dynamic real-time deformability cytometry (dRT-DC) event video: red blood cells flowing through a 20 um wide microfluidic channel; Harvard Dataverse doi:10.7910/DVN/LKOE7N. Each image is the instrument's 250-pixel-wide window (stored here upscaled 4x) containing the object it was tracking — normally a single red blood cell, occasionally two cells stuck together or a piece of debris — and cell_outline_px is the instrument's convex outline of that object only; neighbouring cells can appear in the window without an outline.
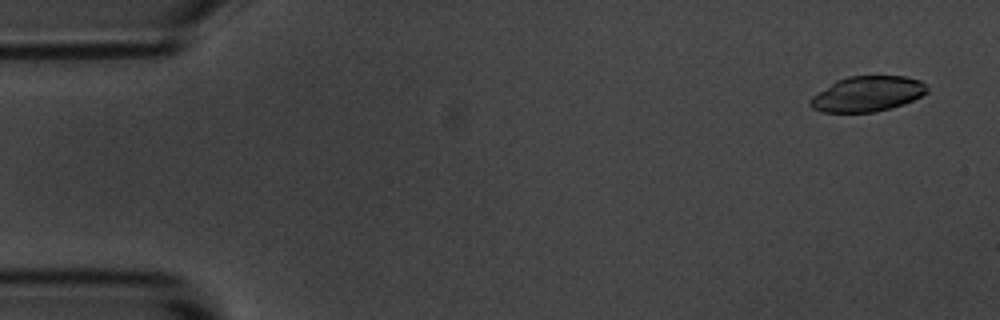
{"species": "common noctule bat (a hibernating species)", "species_latin": "Nyctalus noctula", "temperature_condition": "room temperature", "stored_images_in_passage": 5, "camera_frame_rate_fps": 3000, "um_per_image_px": 0.085, "animal": {"sex": "male", "body_mass_g": 20.1, "forearm_length_mm": 53.5}, "frame": {"image": 1, "passage_image": 1, "time_ms": 0.0, "image_size_px": [1000, 320], "cell_outline_px": [[928, 92], [904, 104], [872, 112], [820, 112], [812, 108], [808, 104], [808, 100], [812, 96], [836, 80], [848, 76], [904, 76], [920, 80], [928, 88]], "centroid_in_image_um": [73.69, 7.98], "position_along_channel_um": 11.3, "area_um2": 23.99}}